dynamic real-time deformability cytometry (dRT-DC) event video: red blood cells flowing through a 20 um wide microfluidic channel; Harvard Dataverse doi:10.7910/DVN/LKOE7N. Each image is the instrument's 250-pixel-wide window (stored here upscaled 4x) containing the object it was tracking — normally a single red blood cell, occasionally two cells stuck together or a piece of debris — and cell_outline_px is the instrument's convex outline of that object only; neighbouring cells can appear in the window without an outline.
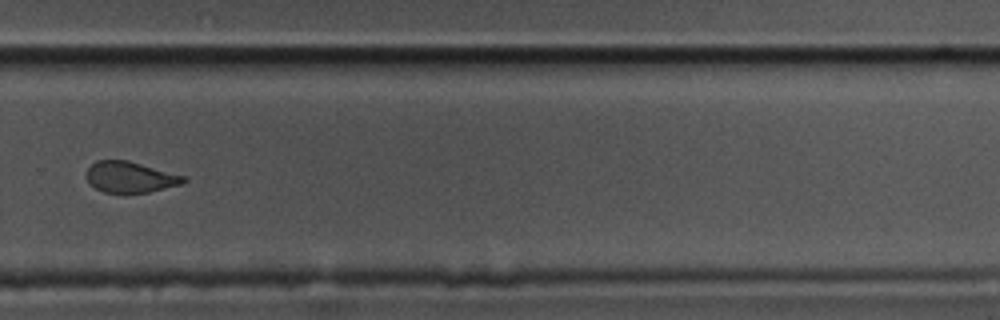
{"species": "common noctule bat (a hibernating species)", "species_latin": "Nyctalus noctula", "temperature_condition": "cold", "stored_images_in_passage": 14, "camera_frame_rate_fps": 3000, "um_per_image_px": 0.085, "animal": {"sex": "male", "body_mass_g": 17.5, "forearm_length_mm": 52.3}, "frame": {"image": 1, "passage_image": 10, "time_ms": 3.0, "image_size_px": [1000, 320], "cell_outline_px": [[188, 180], [180, 184], [148, 192], [124, 196], [104, 192], [88, 184], [84, 176], [88, 168], [96, 160], [128, 160], [184, 176]], "centroid_in_image_um": [10.99, 15.09], "position_along_channel_um": 318.8, "area_um2": 18.03}}
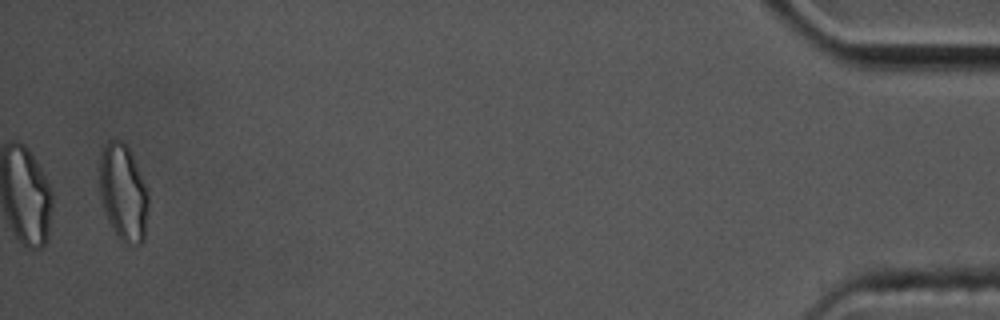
{"frame": {"image": 2, "passage_image": 14, "time_ms": 4.333, "image_size_px": [1000, 320], "cell_outline_px": [[148, 208], [144, 240], [136, 248], [124, 244], [120, 240], [112, 228], [108, 220], [104, 208], [100, 192], [100, 152], [104, 144], [108, 140], [120, 140], [128, 148], [132, 156], [148, 192]], "centroid_in_image_um": [10.48, 16.43], "position_along_channel_um": 424.7, "area_um2": 27.51}}